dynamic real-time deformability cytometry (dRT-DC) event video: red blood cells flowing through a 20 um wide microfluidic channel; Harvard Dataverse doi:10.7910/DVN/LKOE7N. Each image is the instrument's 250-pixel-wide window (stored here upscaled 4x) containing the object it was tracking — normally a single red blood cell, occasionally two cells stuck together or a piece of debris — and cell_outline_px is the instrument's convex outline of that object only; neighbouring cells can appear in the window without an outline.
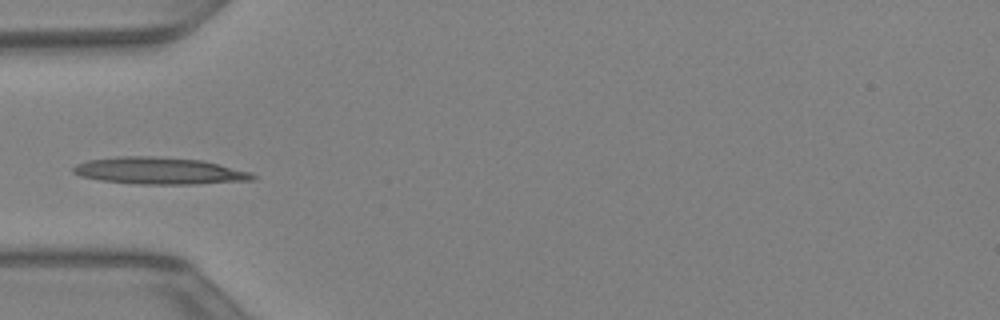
{"species": "Egyptian fruit bat (a non-hibernating species)", "species_latin": "Rousettus aegyptiacus", "temperature_condition": "warm", "stored_images_in_passage": 30, "camera_frame_rate_fps": 3000, "um_per_image_px": 0.085, "animal": {"sex": "female"}, "frame": {"image": 1, "passage_image": 1, "time_ms": 0.0, "image_size_px": [1000, 320], "cell_outline_px": [[256, 180], [196, 184], [136, 184], [100, 180], [80, 176], [72, 172], [72, 168], [76, 164], [88, 160], [120, 156], [152, 156], [204, 160], [252, 172], [256, 176]], "centroid_in_image_um": [13.57, 14.52], "position_along_channel_um": 71.4, "area_um2": 28.38}}
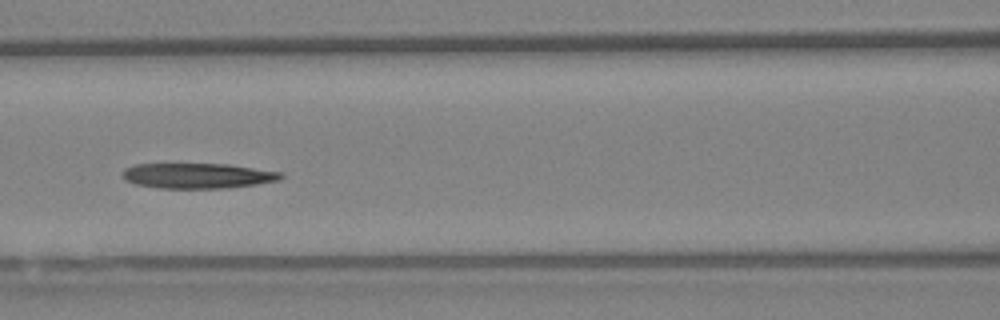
{"frame": {"image": 2, "passage_image": 6, "time_ms": 1.667, "image_size_px": [1000, 320], "cell_outline_px": [[284, 176], [280, 180], [256, 184], [228, 188], [156, 188], [136, 184], [124, 180], [124, 168], [136, 164], [228, 164], [284, 172]], "centroid_in_image_um": [16.84, 14.94], "position_along_channel_um": 149.8, "area_um2": 23.41}}
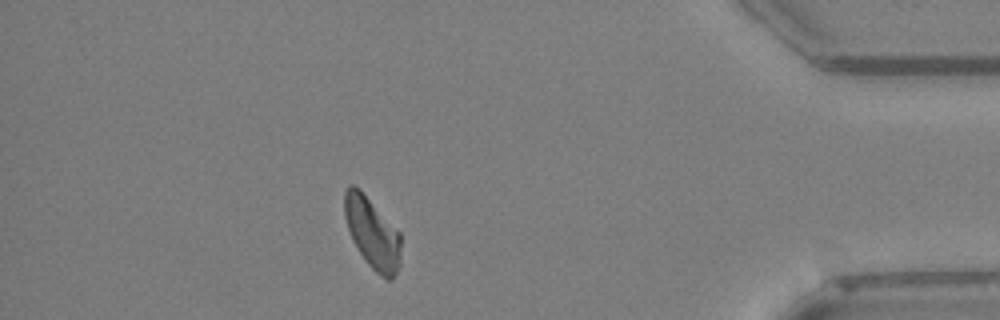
{"frame": {"image": 3, "passage_image": 25, "time_ms": 8.0, "image_size_px": [1000, 320], "cell_outline_px": [[400, 264], [392, 280], [384, 280], [368, 264], [356, 248], [352, 240], [344, 216], [344, 192], [348, 184], [352, 184], [360, 188], [400, 232]], "centroid_in_image_um": [31.63, 19.8], "position_along_channel_um": 403.6, "area_um2": 23.58}}